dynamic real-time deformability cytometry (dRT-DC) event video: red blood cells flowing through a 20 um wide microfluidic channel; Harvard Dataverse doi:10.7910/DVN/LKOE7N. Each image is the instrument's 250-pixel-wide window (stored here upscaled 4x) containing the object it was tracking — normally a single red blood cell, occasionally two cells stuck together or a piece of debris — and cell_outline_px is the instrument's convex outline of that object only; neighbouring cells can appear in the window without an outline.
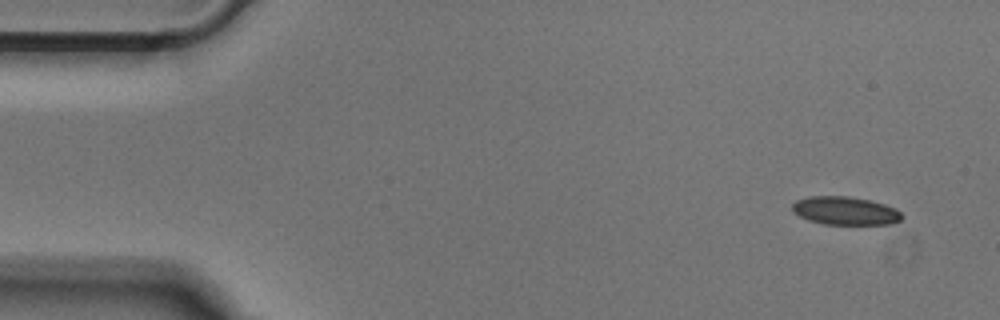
{"species": "Egyptian fruit bat (a non-hibernating species)", "species_latin": "Rousettus aegyptiacus", "temperature_condition": "cold", "stored_images_in_passage": 49, "camera_frame_rate_fps": 3000, "um_per_image_px": 0.085, "animal": {"sex": "male"}, "frame": {"image": 1, "passage_image": 1, "time_ms": 0.0, "image_size_px": [1000, 320], "cell_outline_px": [[904, 216], [900, 220], [888, 224], [824, 224], [808, 220], [792, 212], [792, 204], [796, 200], [808, 196], [848, 196], [868, 200], [884, 204], [896, 208]], "centroid_in_image_um": [71.82, 17.91], "position_along_channel_um": 13.2, "area_um2": 18.03}}
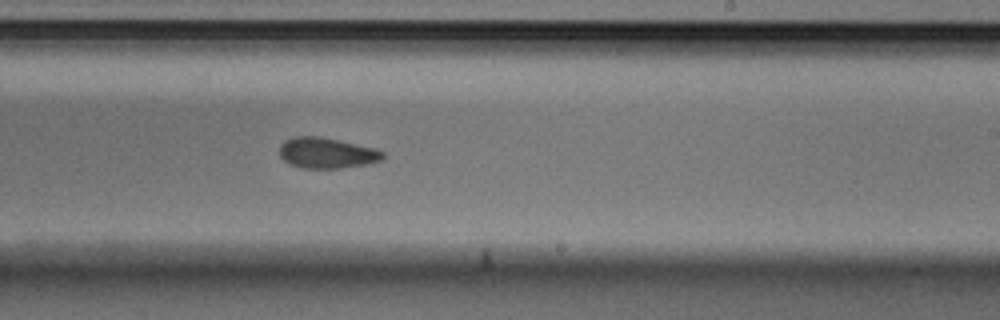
{"frame": {"image": 2, "passage_image": 28, "time_ms": 9.0, "image_size_px": [1000, 320], "cell_outline_px": [[384, 156], [380, 160], [368, 164], [340, 168], [300, 168], [288, 164], [280, 156], [280, 144], [284, 140], [292, 136], [316, 136], [376, 148], [384, 152]], "centroid_in_image_um": [27.74, 13.01], "position_along_channel_um": 261.3, "area_um2": 18.5}}
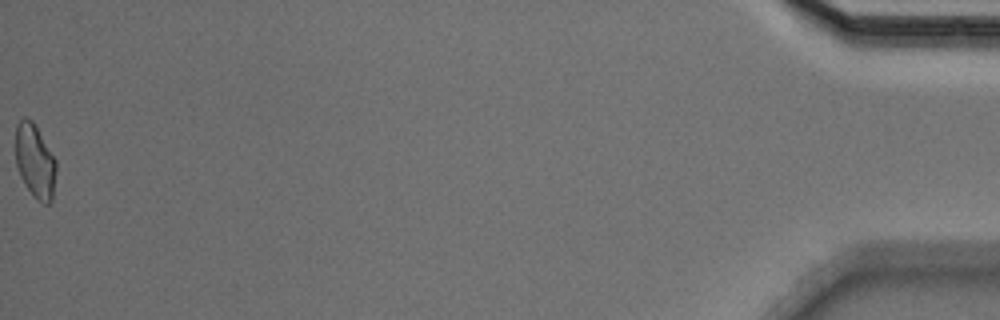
{"frame": {"image": 3, "passage_image": 49, "time_ms": 16.0, "image_size_px": [1000, 320], "cell_outline_px": [[56, 172], [52, 200], [48, 204], [44, 204], [36, 200], [24, 184], [20, 176], [16, 164], [16, 124], [24, 116], [32, 120], [56, 160]], "centroid_in_image_um": [2.97, 13.72], "position_along_channel_um": 432.2, "area_um2": 17.51}}